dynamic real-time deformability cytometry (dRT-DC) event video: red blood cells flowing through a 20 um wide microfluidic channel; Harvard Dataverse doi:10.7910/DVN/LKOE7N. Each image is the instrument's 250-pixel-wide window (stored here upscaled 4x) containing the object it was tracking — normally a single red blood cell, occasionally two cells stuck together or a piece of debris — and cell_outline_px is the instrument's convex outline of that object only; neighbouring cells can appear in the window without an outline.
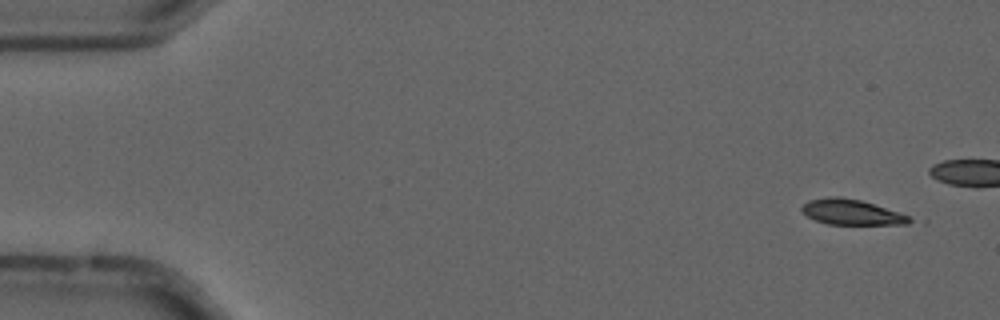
{"species": "common noctule bat (a hibernating species)", "species_latin": "Nyctalus noctula", "temperature_condition": "cold", "stored_images_in_passage": 6, "camera_frame_rate_fps": 3000, "um_per_image_px": 0.085, "animal": {"sex": "male", "forearm_length_mm": 52.5}, "frame": {"image": 1, "passage_image": 2, "time_ms": 0.333, "image_size_px": [1000, 320], "cell_outline_px": [[916, 220], [908, 224], [828, 224], [816, 220], [808, 216], [800, 208], [808, 200], [828, 196], [840, 196], [860, 200], [908, 216]], "centroid_in_image_um": [72.35, 18.03], "position_along_channel_um": 12.6, "area_um2": 15.66}}